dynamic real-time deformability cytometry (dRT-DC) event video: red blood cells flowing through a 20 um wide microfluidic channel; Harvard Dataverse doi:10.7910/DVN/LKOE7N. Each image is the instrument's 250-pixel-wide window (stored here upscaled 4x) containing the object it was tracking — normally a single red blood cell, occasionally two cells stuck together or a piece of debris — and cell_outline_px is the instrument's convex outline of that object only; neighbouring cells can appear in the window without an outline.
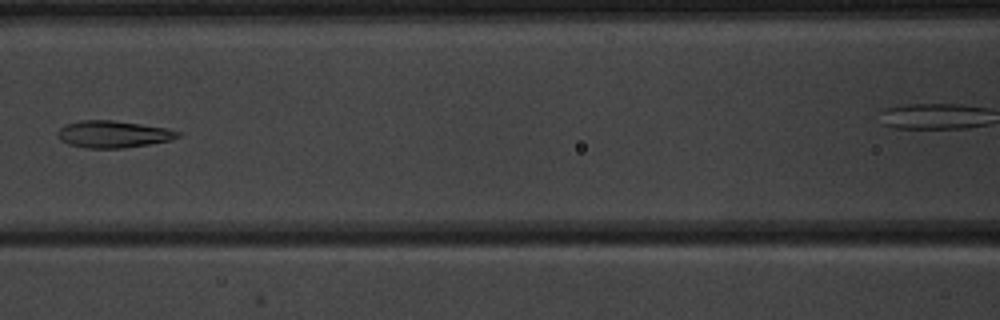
{"species": "common noctule bat (a hibernating species)", "species_latin": "Nyctalus noctula", "temperature_condition": "warm", "stored_images_in_passage": 6, "camera_frame_rate_fps": 3000, "um_per_image_px": 0.085, "animal": {"sex": "male", "body_mass_g": 20.1, "forearm_length_mm": 53.5}, "frame": {"image": 1, "passage_image": 4, "time_ms": 4.333, "image_size_px": [1000, 320], "cell_outline_px": [[180, 136], [172, 140], [124, 148], [84, 148], [68, 144], [60, 140], [56, 136], [56, 132], [64, 124], [80, 120], [112, 120], [168, 128], [180, 132]], "centroid_in_image_um": [9.58, 11.4], "position_along_channel_um": 157.0, "area_um2": 19.07}}